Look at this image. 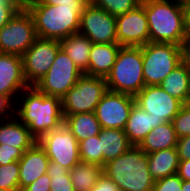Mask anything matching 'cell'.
<instances>
[{"label": "cell", "mask_w": 190, "mask_h": 191, "mask_svg": "<svg viewBox=\"0 0 190 191\" xmlns=\"http://www.w3.org/2000/svg\"><path fill=\"white\" fill-rule=\"evenodd\" d=\"M22 93L24 97L23 100L20 99L21 103L15 111V116L18 115V119L28 127L37 140L64 123L59 97L48 96L35 86H28Z\"/></svg>", "instance_id": "cell-1"}, {"label": "cell", "mask_w": 190, "mask_h": 191, "mask_svg": "<svg viewBox=\"0 0 190 191\" xmlns=\"http://www.w3.org/2000/svg\"><path fill=\"white\" fill-rule=\"evenodd\" d=\"M149 42L179 45L186 36L184 6L172 0H142Z\"/></svg>", "instance_id": "cell-2"}, {"label": "cell", "mask_w": 190, "mask_h": 191, "mask_svg": "<svg viewBox=\"0 0 190 191\" xmlns=\"http://www.w3.org/2000/svg\"><path fill=\"white\" fill-rule=\"evenodd\" d=\"M33 18L39 38L62 40L79 32L84 7L41 4L38 0L24 6Z\"/></svg>", "instance_id": "cell-3"}, {"label": "cell", "mask_w": 190, "mask_h": 191, "mask_svg": "<svg viewBox=\"0 0 190 191\" xmlns=\"http://www.w3.org/2000/svg\"><path fill=\"white\" fill-rule=\"evenodd\" d=\"M105 173L120 191H152L155 180L148 170L147 154L138 146H132L103 167Z\"/></svg>", "instance_id": "cell-4"}, {"label": "cell", "mask_w": 190, "mask_h": 191, "mask_svg": "<svg viewBox=\"0 0 190 191\" xmlns=\"http://www.w3.org/2000/svg\"><path fill=\"white\" fill-rule=\"evenodd\" d=\"M106 83L109 91L134 97L145 87L142 46L120 47L112 70L106 77Z\"/></svg>", "instance_id": "cell-5"}, {"label": "cell", "mask_w": 190, "mask_h": 191, "mask_svg": "<svg viewBox=\"0 0 190 191\" xmlns=\"http://www.w3.org/2000/svg\"><path fill=\"white\" fill-rule=\"evenodd\" d=\"M145 86L159 85L180 62L179 45L149 42L142 46Z\"/></svg>", "instance_id": "cell-6"}, {"label": "cell", "mask_w": 190, "mask_h": 191, "mask_svg": "<svg viewBox=\"0 0 190 191\" xmlns=\"http://www.w3.org/2000/svg\"><path fill=\"white\" fill-rule=\"evenodd\" d=\"M107 91L105 78L83 74L61 99L63 118L77 113L94 112Z\"/></svg>", "instance_id": "cell-7"}, {"label": "cell", "mask_w": 190, "mask_h": 191, "mask_svg": "<svg viewBox=\"0 0 190 191\" xmlns=\"http://www.w3.org/2000/svg\"><path fill=\"white\" fill-rule=\"evenodd\" d=\"M82 75L72 59L60 48L46 75L34 86L48 96L62 99Z\"/></svg>", "instance_id": "cell-8"}, {"label": "cell", "mask_w": 190, "mask_h": 191, "mask_svg": "<svg viewBox=\"0 0 190 191\" xmlns=\"http://www.w3.org/2000/svg\"><path fill=\"white\" fill-rule=\"evenodd\" d=\"M36 38L33 18L23 7L0 29V53L22 56Z\"/></svg>", "instance_id": "cell-9"}, {"label": "cell", "mask_w": 190, "mask_h": 191, "mask_svg": "<svg viewBox=\"0 0 190 191\" xmlns=\"http://www.w3.org/2000/svg\"><path fill=\"white\" fill-rule=\"evenodd\" d=\"M60 41L37 37L31 47L21 56L23 75L28 86H34L53 64Z\"/></svg>", "instance_id": "cell-10"}, {"label": "cell", "mask_w": 190, "mask_h": 191, "mask_svg": "<svg viewBox=\"0 0 190 191\" xmlns=\"http://www.w3.org/2000/svg\"><path fill=\"white\" fill-rule=\"evenodd\" d=\"M37 142L45 150L49 161L56 162L68 170L81 161L79 142L64 124L44 134Z\"/></svg>", "instance_id": "cell-11"}, {"label": "cell", "mask_w": 190, "mask_h": 191, "mask_svg": "<svg viewBox=\"0 0 190 191\" xmlns=\"http://www.w3.org/2000/svg\"><path fill=\"white\" fill-rule=\"evenodd\" d=\"M78 33L92 43H117L116 17L89 2L81 13Z\"/></svg>", "instance_id": "cell-12"}, {"label": "cell", "mask_w": 190, "mask_h": 191, "mask_svg": "<svg viewBox=\"0 0 190 191\" xmlns=\"http://www.w3.org/2000/svg\"><path fill=\"white\" fill-rule=\"evenodd\" d=\"M135 103L151 114L155 127L165 122H172L183 103L170 96L159 85L145 86L136 96Z\"/></svg>", "instance_id": "cell-13"}, {"label": "cell", "mask_w": 190, "mask_h": 191, "mask_svg": "<svg viewBox=\"0 0 190 191\" xmlns=\"http://www.w3.org/2000/svg\"><path fill=\"white\" fill-rule=\"evenodd\" d=\"M134 103V96L108 90L94 111L101 128L124 130Z\"/></svg>", "instance_id": "cell-14"}, {"label": "cell", "mask_w": 190, "mask_h": 191, "mask_svg": "<svg viewBox=\"0 0 190 191\" xmlns=\"http://www.w3.org/2000/svg\"><path fill=\"white\" fill-rule=\"evenodd\" d=\"M117 43L120 46L141 47L149 43L147 15L142 4L116 16Z\"/></svg>", "instance_id": "cell-15"}, {"label": "cell", "mask_w": 190, "mask_h": 191, "mask_svg": "<svg viewBox=\"0 0 190 191\" xmlns=\"http://www.w3.org/2000/svg\"><path fill=\"white\" fill-rule=\"evenodd\" d=\"M28 84L23 75L22 57L15 54L0 53V93L8 96L14 103V97Z\"/></svg>", "instance_id": "cell-16"}, {"label": "cell", "mask_w": 190, "mask_h": 191, "mask_svg": "<svg viewBox=\"0 0 190 191\" xmlns=\"http://www.w3.org/2000/svg\"><path fill=\"white\" fill-rule=\"evenodd\" d=\"M48 163L49 158L38 142L24 151L19 160V190L22 191L26 186L47 173Z\"/></svg>", "instance_id": "cell-17"}, {"label": "cell", "mask_w": 190, "mask_h": 191, "mask_svg": "<svg viewBox=\"0 0 190 191\" xmlns=\"http://www.w3.org/2000/svg\"><path fill=\"white\" fill-rule=\"evenodd\" d=\"M11 118H8V121L6 119L3 122L0 121V144L8 147L14 146L24 152L38 140L15 115Z\"/></svg>", "instance_id": "cell-18"}, {"label": "cell", "mask_w": 190, "mask_h": 191, "mask_svg": "<svg viewBox=\"0 0 190 191\" xmlns=\"http://www.w3.org/2000/svg\"><path fill=\"white\" fill-rule=\"evenodd\" d=\"M120 47L118 43H93L86 75L106 79L116 61Z\"/></svg>", "instance_id": "cell-19"}, {"label": "cell", "mask_w": 190, "mask_h": 191, "mask_svg": "<svg viewBox=\"0 0 190 191\" xmlns=\"http://www.w3.org/2000/svg\"><path fill=\"white\" fill-rule=\"evenodd\" d=\"M93 43L80 33L69 35L60 40L63 51L72 59L82 74L89 70L90 51Z\"/></svg>", "instance_id": "cell-20"}, {"label": "cell", "mask_w": 190, "mask_h": 191, "mask_svg": "<svg viewBox=\"0 0 190 191\" xmlns=\"http://www.w3.org/2000/svg\"><path fill=\"white\" fill-rule=\"evenodd\" d=\"M147 158L150 176L155 181L177 173L180 160L176 147L149 153Z\"/></svg>", "instance_id": "cell-21"}, {"label": "cell", "mask_w": 190, "mask_h": 191, "mask_svg": "<svg viewBox=\"0 0 190 191\" xmlns=\"http://www.w3.org/2000/svg\"><path fill=\"white\" fill-rule=\"evenodd\" d=\"M99 141L103 151V167L133 146L122 129L102 128Z\"/></svg>", "instance_id": "cell-22"}, {"label": "cell", "mask_w": 190, "mask_h": 191, "mask_svg": "<svg viewBox=\"0 0 190 191\" xmlns=\"http://www.w3.org/2000/svg\"><path fill=\"white\" fill-rule=\"evenodd\" d=\"M136 103L133 104L124 132L133 146H138L155 127V120Z\"/></svg>", "instance_id": "cell-23"}, {"label": "cell", "mask_w": 190, "mask_h": 191, "mask_svg": "<svg viewBox=\"0 0 190 191\" xmlns=\"http://www.w3.org/2000/svg\"><path fill=\"white\" fill-rule=\"evenodd\" d=\"M178 138L172 122H165L154 127L138 145L146 154L163 149L177 147Z\"/></svg>", "instance_id": "cell-24"}, {"label": "cell", "mask_w": 190, "mask_h": 191, "mask_svg": "<svg viewBox=\"0 0 190 191\" xmlns=\"http://www.w3.org/2000/svg\"><path fill=\"white\" fill-rule=\"evenodd\" d=\"M63 124L76 137L78 142L99 135L102 129L94 112L66 116Z\"/></svg>", "instance_id": "cell-25"}, {"label": "cell", "mask_w": 190, "mask_h": 191, "mask_svg": "<svg viewBox=\"0 0 190 191\" xmlns=\"http://www.w3.org/2000/svg\"><path fill=\"white\" fill-rule=\"evenodd\" d=\"M69 174L75 191H89L103 174V167L80 161L69 171Z\"/></svg>", "instance_id": "cell-26"}, {"label": "cell", "mask_w": 190, "mask_h": 191, "mask_svg": "<svg viewBox=\"0 0 190 191\" xmlns=\"http://www.w3.org/2000/svg\"><path fill=\"white\" fill-rule=\"evenodd\" d=\"M190 71L180 64L159 86L170 96L177 98L183 104L187 103Z\"/></svg>", "instance_id": "cell-27"}, {"label": "cell", "mask_w": 190, "mask_h": 191, "mask_svg": "<svg viewBox=\"0 0 190 191\" xmlns=\"http://www.w3.org/2000/svg\"><path fill=\"white\" fill-rule=\"evenodd\" d=\"M69 171L62 165L49 161L47 174L50 176V191H75Z\"/></svg>", "instance_id": "cell-28"}, {"label": "cell", "mask_w": 190, "mask_h": 191, "mask_svg": "<svg viewBox=\"0 0 190 191\" xmlns=\"http://www.w3.org/2000/svg\"><path fill=\"white\" fill-rule=\"evenodd\" d=\"M78 147L81 161L103 167V151L101 150L99 135L80 141Z\"/></svg>", "instance_id": "cell-29"}, {"label": "cell", "mask_w": 190, "mask_h": 191, "mask_svg": "<svg viewBox=\"0 0 190 191\" xmlns=\"http://www.w3.org/2000/svg\"><path fill=\"white\" fill-rule=\"evenodd\" d=\"M142 0H90L95 6L102 8L113 16H119L135 9Z\"/></svg>", "instance_id": "cell-30"}, {"label": "cell", "mask_w": 190, "mask_h": 191, "mask_svg": "<svg viewBox=\"0 0 190 191\" xmlns=\"http://www.w3.org/2000/svg\"><path fill=\"white\" fill-rule=\"evenodd\" d=\"M19 161L0 165V189L19 190Z\"/></svg>", "instance_id": "cell-31"}, {"label": "cell", "mask_w": 190, "mask_h": 191, "mask_svg": "<svg viewBox=\"0 0 190 191\" xmlns=\"http://www.w3.org/2000/svg\"><path fill=\"white\" fill-rule=\"evenodd\" d=\"M177 138L190 135V103L181 106L179 112L172 120Z\"/></svg>", "instance_id": "cell-32"}, {"label": "cell", "mask_w": 190, "mask_h": 191, "mask_svg": "<svg viewBox=\"0 0 190 191\" xmlns=\"http://www.w3.org/2000/svg\"><path fill=\"white\" fill-rule=\"evenodd\" d=\"M23 7L20 0H0V29Z\"/></svg>", "instance_id": "cell-33"}, {"label": "cell", "mask_w": 190, "mask_h": 191, "mask_svg": "<svg viewBox=\"0 0 190 191\" xmlns=\"http://www.w3.org/2000/svg\"><path fill=\"white\" fill-rule=\"evenodd\" d=\"M182 179L177 175H170L155 181L152 191H181Z\"/></svg>", "instance_id": "cell-34"}, {"label": "cell", "mask_w": 190, "mask_h": 191, "mask_svg": "<svg viewBox=\"0 0 190 191\" xmlns=\"http://www.w3.org/2000/svg\"><path fill=\"white\" fill-rule=\"evenodd\" d=\"M23 151L17 147H8L0 144V165H7L13 161H19L23 156Z\"/></svg>", "instance_id": "cell-35"}, {"label": "cell", "mask_w": 190, "mask_h": 191, "mask_svg": "<svg viewBox=\"0 0 190 191\" xmlns=\"http://www.w3.org/2000/svg\"><path fill=\"white\" fill-rule=\"evenodd\" d=\"M13 104L18 105L19 101L16 104L8 96H5L0 93V121H3V119L5 118L8 119L15 115L14 111L16 110L17 107L15 105L13 106Z\"/></svg>", "instance_id": "cell-36"}, {"label": "cell", "mask_w": 190, "mask_h": 191, "mask_svg": "<svg viewBox=\"0 0 190 191\" xmlns=\"http://www.w3.org/2000/svg\"><path fill=\"white\" fill-rule=\"evenodd\" d=\"M89 191H120L118 185L103 173Z\"/></svg>", "instance_id": "cell-37"}, {"label": "cell", "mask_w": 190, "mask_h": 191, "mask_svg": "<svg viewBox=\"0 0 190 191\" xmlns=\"http://www.w3.org/2000/svg\"><path fill=\"white\" fill-rule=\"evenodd\" d=\"M180 62L190 71V34H186L179 44Z\"/></svg>", "instance_id": "cell-38"}, {"label": "cell", "mask_w": 190, "mask_h": 191, "mask_svg": "<svg viewBox=\"0 0 190 191\" xmlns=\"http://www.w3.org/2000/svg\"><path fill=\"white\" fill-rule=\"evenodd\" d=\"M22 191H50V176L45 173Z\"/></svg>", "instance_id": "cell-39"}, {"label": "cell", "mask_w": 190, "mask_h": 191, "mask_svg": "<svg viewBox=\"0 0 190 191\" xmlns=\"http://www.w3.org/2000/svg\"><path fill=\"white\" fill-rule=\"evenodd\" d=\"M176 148L179 160H190V135L179 138Z\"/></svg>", "instance_id": "cell-40"}, {"label": "cell", "mask_w": 190, "mask_h": 191, "mask_svg": "<svg viewBox=\"0 0 190 191\" xmlns=\"http://www.w3.org/2000/svg\"><path fill=\"white\" fill-rule=\"evenodd\" d=\"M41 4L66 7H85L90 0H38Z\"/></svg>", "instance_id": "cell-41"}, {"label": "cell", "mask_w": 190, "mask_h": 191, "mask_svg": "<svg viewBox=\"0 0 190 191\" xmlns=\"http://www.w3.org/2000/svg\"><path fill=\"white\" fill-rule=\"evenodd\" d=\"M176 174L182 180L190 181V160H180Z\"/></svg>", "instance_id": "cell-42"}, {"label": "cell", "mask_w": 190, "mask_h": 191, "mask_svg": "<svg viewBox=\"0 0 190 191\" xmlns=\"http://www.w3.org/2000/svg\"><path fill=\"white\" fill-rule=\"evenodd\" d=\"M185 10V30L186 34H190V3L184 6Z\"/></svg>", "instance_id": "cell-43"}, {"label": "cell", "mask_w": 190, "mask_h": 191, "mask_svg": "<svg viewBox=\"0 0 190 191\" xmlns=\"http://www.w3.org/2000/svg\"><path fill=\"white\" fill-rule=\"evenodd\" d=\"M181 191H190V181H182V189Z\"/></svg>", "instance_id": "cell-44"}, {"label": "cell", "mask_w": 190, "mask_h": 191, "mask_svg": "<svg viewBox=\"0 0 190 191\" xmlns=\"http://www.w3.org/2000/svg\"><path fill=\"white\" fill-rule=\"evenodd\" d=\"M173 1L182 6H185L186 4L190 3V0H173Z\"/></svg>", "instance_id": "cell-45"}, {"label": "cell", "mask_w": 190, "mask_h": 191, "mask_svg": "<svg viewBox=\"0 0 190 191\" xmlns=\"http://www.w3.org/2000/svg\"><path fill=\"white\" fill-rule=\"evenodd\" d=\"M23 6H26L27 4L36 1V0H20Z\"/></svg>", "instance_id": "cell-46"}, {"label": "cell", "mask_w": 190, "mask_h": 191, "mask_svg": "<svg viewBox=\"0 0 190 191\" xmlns=\"http://www.w3.org/2000/svg\"><path fill=\"white\" fill-rule=\"evenodd\" d=\"M187 103H190V74H189V87H188V98Z\"/></svg>", "instance_id": "cell-47"}, {"label": "cell", "mask_w": 190, "mask_h": 191, "mask_svg": "<svg viewBox=\"0 0 190 191\" xmlns=\"http://www.w3.org/2000/svg\"><path fill=\"white\" fill-rule=\"evenodd\" d=\"M0 191H20V190H6V189H0Z\"/></svg>", "instance_id": "cell-48"}]
</instances>
